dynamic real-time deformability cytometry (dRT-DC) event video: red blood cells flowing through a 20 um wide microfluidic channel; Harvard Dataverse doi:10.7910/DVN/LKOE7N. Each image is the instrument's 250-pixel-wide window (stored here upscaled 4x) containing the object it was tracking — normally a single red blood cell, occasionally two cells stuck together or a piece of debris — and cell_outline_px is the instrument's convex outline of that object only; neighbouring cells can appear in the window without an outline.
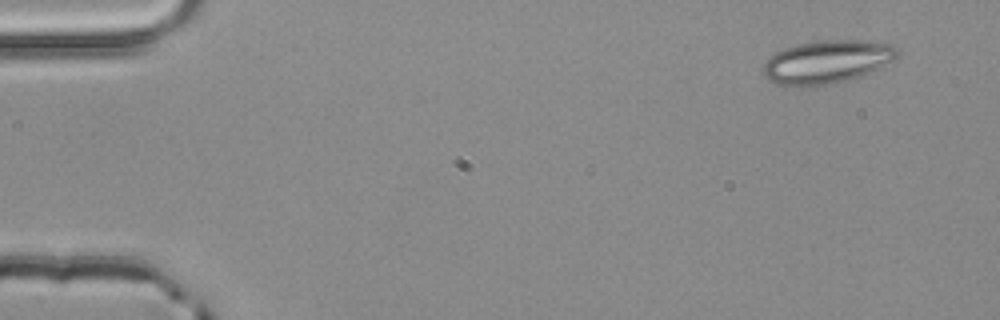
{"species": "common noctule bat (a hibernating species)", "species_latin": "Nyctalus noctula", "temperature_condition": "room temperature", "stored_images_in_passage": 4, "segment_of_instrument_passage": [1, 2], "camera_frame_rate_fps": 3000, "um_per_image_px": 0.085, "animal": {"sex": "male", "body_mass_g": 20.4}, "frame": {"image": 1, "passage_image": 1, "time_ms": 0.0, "image_size_px": [1000, 320], "cell_outline_px": [[900, 52], [892, 60], [872, 72], [848, 80], [828, 84], [804, 88], [776, 84], [768, 80], [764, 76], [764, 64], [768, 56], [784, 48], [800, 44], [824, 40], [876, 40], [892, 44], [900, 48]], "centroid_in_image_um": [70.31, 5.26], "position_along_channel_um": 14.7, "area_um2": 34.22}}